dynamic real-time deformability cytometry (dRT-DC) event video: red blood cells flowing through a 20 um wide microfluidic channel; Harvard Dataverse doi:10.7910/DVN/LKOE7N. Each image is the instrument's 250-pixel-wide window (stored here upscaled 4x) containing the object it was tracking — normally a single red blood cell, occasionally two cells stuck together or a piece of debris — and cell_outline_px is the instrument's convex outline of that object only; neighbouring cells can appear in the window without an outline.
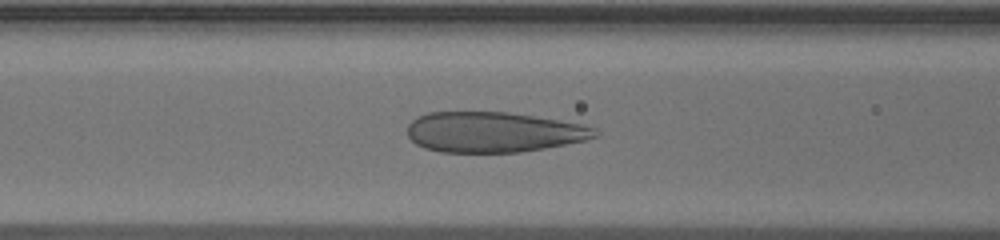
{"species": "human", "species_latin": "Homo sapiens", "temperature_condition": "warm", "stored_images_in_passage": 51, "camera_frame_rate_fps": 3000, "um_per_image_px": 0.085, "donor": {"sex": "male"}, "frame": {"image": 1, "passage_image": 20, "time_ms": 6.333, "image_size_px": [1000, 240], "cell_outline_px": [[600, 136], [584, 140], [544, 148], [520, 152], [440, 152], [424, 148], [416, 144], [408, 136], [408, 124], [412, 120], [428, 112], [508, 112], [560, 120], [584, 124], [596, 128], [600, 132]], "centroid_in_image_um": [41.97, 11.22], "position_along_channel_um": 124.6, "area_um2": 44.22}}
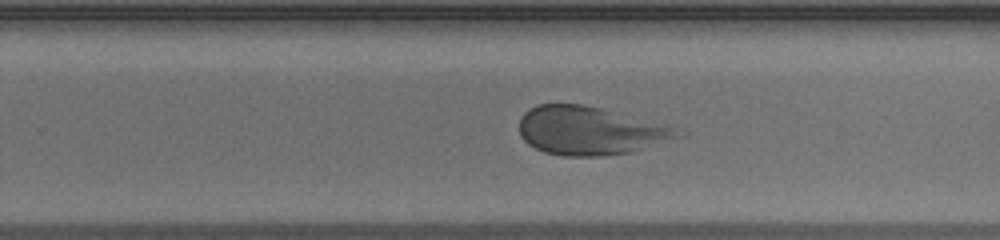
{"frame": {"image": 2, "passage_image": 32, "time_ms": 10.333, "image_size_px": [1000, 240], "cell_outline_px": [[688, 132], [684, 136], [632, 152], [604, 156], [564, 156], [544, 152], [528, 144], [520, 136], [520, 116], [528, 108], [536, 104], [584, 104], [600, 108], [676, 128]], "centroid_in_image_um": [50.13, 11.12], "position_along_channel_um": 279.7, "area_um2": 44.68}}
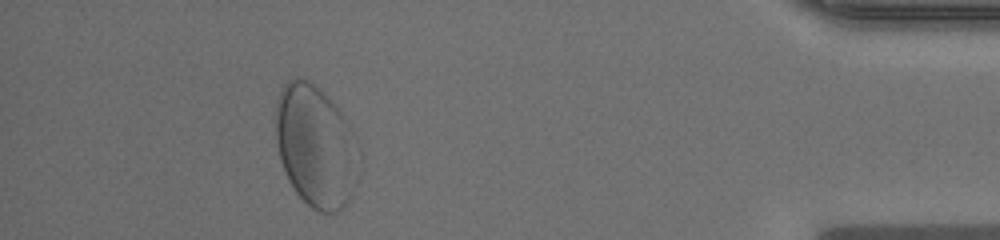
{"frame": {"image": 3, "passage_image": 46, "time_ms": 15.0, "image_size_px": [1000, 240], "cell_outline_px": [[352, 196], [348, 204], [336, 212], [320, 212], [312, 208], [296, 192], [288, 180], [280, 160], [276, 140], [276, 100], [280, 88], [288, 80], [308, 80], [320, 88], [328, 96], [340, 112], [344, 120]], "centroid_in_image_um": [26.61, 12.39], "position_along_channel_um": 408.6, "area_um2": 55.26}}